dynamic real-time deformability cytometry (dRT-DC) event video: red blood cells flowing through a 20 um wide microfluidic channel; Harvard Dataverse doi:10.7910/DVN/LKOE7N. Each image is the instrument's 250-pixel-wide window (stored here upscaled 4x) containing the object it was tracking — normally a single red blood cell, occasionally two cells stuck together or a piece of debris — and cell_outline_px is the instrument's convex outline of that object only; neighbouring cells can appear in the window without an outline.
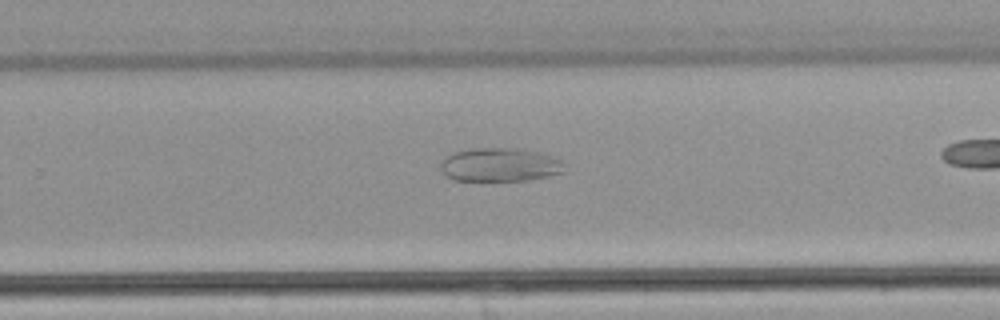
{"species": "common noctule bat (a hibernating species)", "species_latin": "Nyctalus noctula", "temperature_condition": "warm", "stored_images_in_passage": 20, "camera_frame_rate_fps": 3000, "um_per_image_px": 0.085, "animal": {"sex": "male", "body_mass_g": 21.5, "forearm_length_mm": 52.0}, "frame": {"image": 1, "passage_image": 15, "time_ms": 4.667, "image_size_px": [1000, 320], "cell_outline_px": [[564, 172], [548, 176], [528, 180], [452, 180], [440, 168], [440, 164], [448, 156], [456, 152], [472, 148], [516, 148], [536, 152], [552, 156], [560, 160]], "centroid_in_image_um": [42.48, 14.0], "position_along_channel_um": 287.3, "area_um2": 23.81}}
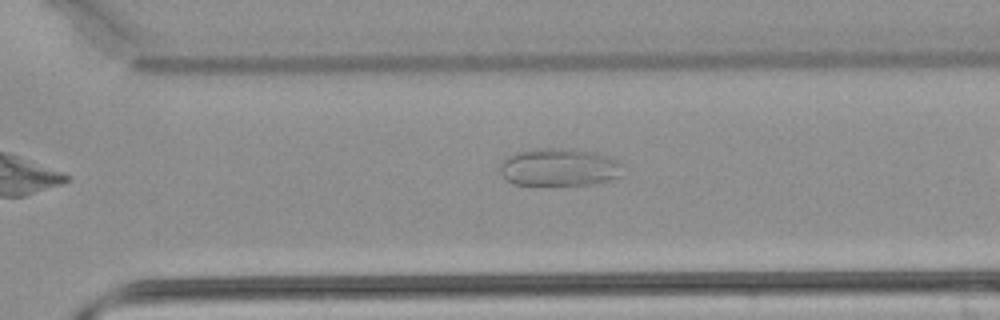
{"frame": {"image": 2, "passage_image": 17, "time_ms": 5.333, "image_size_px": [1000, 320], "cell_outline_px": [[624, 176], [592, 184], [512, 184], [500, 172], [500, 164], [508, 156], [516, 152], [536, 148], [556, 148], [592, 152], [608, 156], [624, 164]], "centroid_in_image_um": [47.58, 14.21], "position_along_channel_um": 323.0, "area_um2": 26.88}}